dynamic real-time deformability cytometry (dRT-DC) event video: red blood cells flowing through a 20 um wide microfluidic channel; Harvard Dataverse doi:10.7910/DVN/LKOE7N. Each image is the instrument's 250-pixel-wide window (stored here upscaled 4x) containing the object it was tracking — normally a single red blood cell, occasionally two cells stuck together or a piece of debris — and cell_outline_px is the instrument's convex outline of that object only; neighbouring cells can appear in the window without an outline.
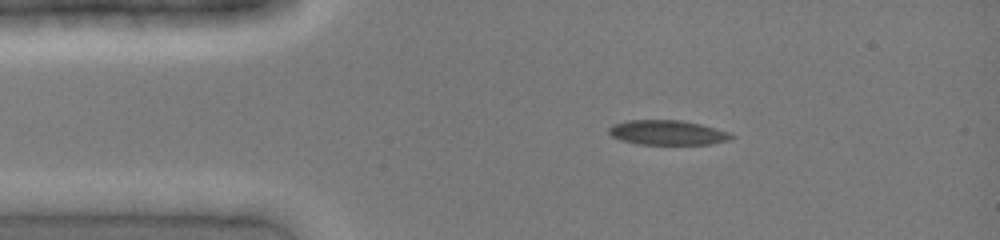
{"species": "common noctule bat (a hibernating species)", "species_latin": "Nyctalus noctula", "temperature_condition": "cold", "stored_images_in_passage": 29, "camera_frame_rate_fps": 3000, "um_per_image_px": 0.085, "animal": {"sex": "female", "body_mass_g": 19.0, "forearm_length_mm": 51.5}, "frame": {"image": 1, "passage_image": 6, "time_ms": 1.667, "image_size_px": [1000, 240], "cell_outline_px": [[736, 136], [732, 140], [708, 144], [636, 144], [620, 140], [612, 136], [608, 132], [608, 128], [612, 124], [624, 120], [680, 120], [700, 124], [728, 132]], "centroid_in_image_um": [56.71, 11.27], "position_along_channel_um": 28.3, "area_um2": 17.74}}
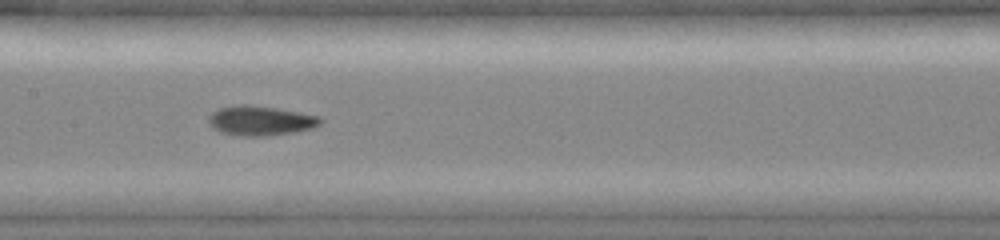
{"frame": {"image": 2, "passage_image": 19, "time_ms": 6.0, "image_size_px": [1000, 240], "cell_outline_px": [[320, 124], [312, 128], [296, 132], [260, 136], [244, 136], [220, 132], [212, 128], [208, 124], [208, 116], [212, 112], [220, 108], [240, 104], [244, 104], [300, 112], [320, 116]], "centroid_in_image_um": [22.1, 10.26], "position_along_channel_um": 185.3, "area_um2": 19.13}}
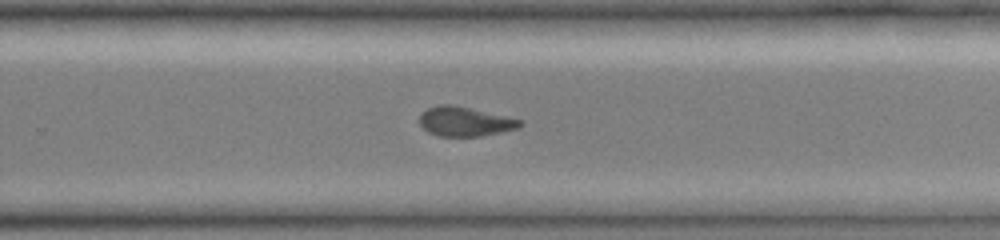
{"frame": {"image": 3, "passage_image": 26, "time_ms": 8.333, "image_size_px": [1000, 240], "cell_outline_px": [[524, 124], [516, 128], [500, 132], [480, 136], [436, 136], [428, 132], [420, 124], [420, 112], [428, 108], [440, 104], [452, 104], [524, 120]], "centroid_in_image_um": [39.5, 10.32], "position_along_channel_um": 290.3, "area_um2": 17.22}}